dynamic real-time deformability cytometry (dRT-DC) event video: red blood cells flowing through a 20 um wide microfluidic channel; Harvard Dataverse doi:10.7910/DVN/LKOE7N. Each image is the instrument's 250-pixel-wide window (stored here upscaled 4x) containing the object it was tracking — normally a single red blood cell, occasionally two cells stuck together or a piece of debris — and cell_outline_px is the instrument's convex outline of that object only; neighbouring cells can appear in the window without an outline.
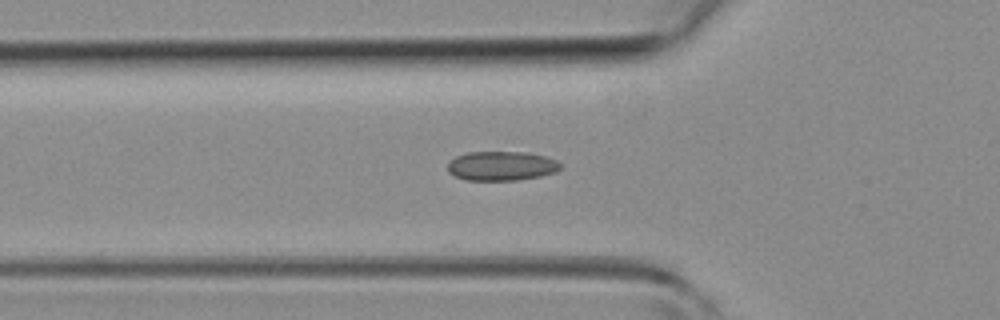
{"species": "common noctule bat (a hibernating species)", "species_latin": "Nyctalus noctula", "temperature_condition": "room temperature", "stored_images_in_passage": 36, "camera_frame_rate_fps": 3000, "um_per_image_px": 0.085, "animal": {"sex": "female", "body_mass_g": 19.3, "forearm_length_mm": 54.1}, "frame": {"image": 1, "passage_image": 13, "time_ms": 4.0, "image_size_px": [1000, 320], "cell_outline_px": [[560, 168], [556, 172], [540, 176], [516, 180], [464, 180], [448, 172], [448, 164], [456, 156], [468, 152], [528, 152], [544, 156], [556, 160], [560, 164]], "centroid_in_image_um": [42.62, 14.1], "position_along_channel_um": 83.2, "area_um2": 19.19}}
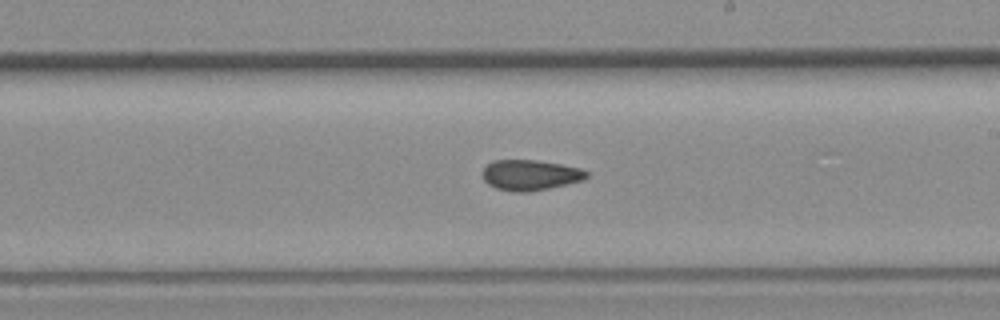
{"frame": {"image": 2, "passage_image": 23, "time_ms": 7.333, "image_size_px": [1000, 320], "cell_outline_px": [[588, 176], [584, 180], [548, 188], [528, 192], [512, 192], [496, 188], [488, 184], [484, 180], [484, 168], [488, 164], [496, 160], [532, 160], [560, 164], [580, 168], [588, 172]], "centroid_in_image_um": [45.08, 14.89], "position_along_channel_um": 243.9, "area_um2": 18.26}}
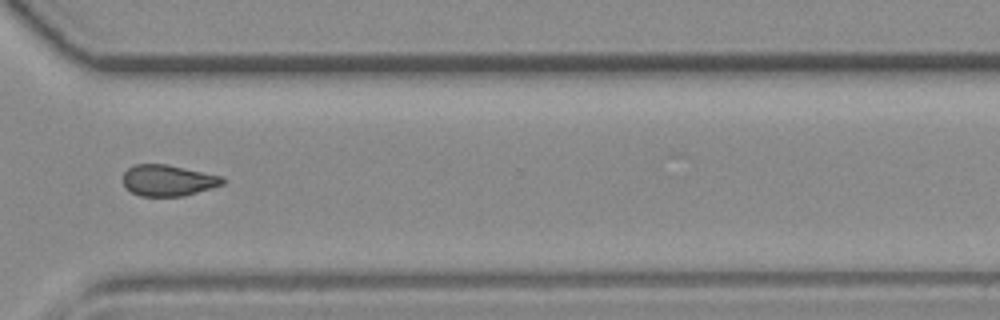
{"frame": {"image": 3, "passage_image": 30, "time_ms": 9.667, "image_size_px": [1000, 320], "cell_outline_px": [[224, 184], [212, 188], [184, 196], [140, 196], [124, 188], [124, 172], [128, 168], [136, 164], [164, 164], [224, 176]], "centroid_in_image_um": [14.29, 15.34], "position_along_channel_um": 356.3, "area_um2": 18.09}}